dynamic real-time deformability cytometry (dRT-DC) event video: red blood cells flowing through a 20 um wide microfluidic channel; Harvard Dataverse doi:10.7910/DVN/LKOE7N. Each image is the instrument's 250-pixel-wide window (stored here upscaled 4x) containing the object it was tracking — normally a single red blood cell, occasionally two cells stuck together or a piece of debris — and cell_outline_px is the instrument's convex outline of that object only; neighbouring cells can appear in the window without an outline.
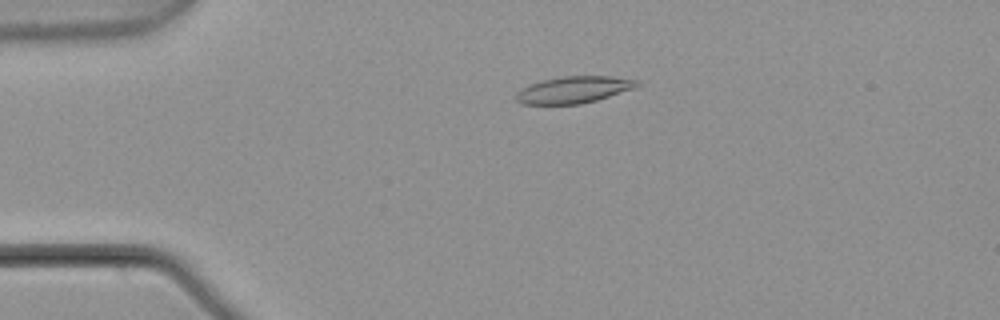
{"species": "common noctule bat (a hibernating species)", "species_latin": "Nyctalus noctula", "temperature_condition": "warm", "stored_images_in_passage": 4, "camera_frame_rate_fps": 3000, "um_per_image_px": 0.085, "animal": {"sex": "male", "body_mass_g": 21.5, "forearm_length_mm": 52.0}, "frame": {"image": 1, "passage_image": 3, "time_ms": 0.667, "image_size_px": [1000, 320], "cell_outline_px": [[640, 84], [636, 88], [596, 100], [580, 104], [520, 104], [516, 100], [516, 92], [528, 84], [544, 80], [564, 76], [612, 76], [640, 80]], "centroid_in_image_um": [48.79, 7.62], "position_along_channel_um": 36.2, "area_um2": 18.96}}